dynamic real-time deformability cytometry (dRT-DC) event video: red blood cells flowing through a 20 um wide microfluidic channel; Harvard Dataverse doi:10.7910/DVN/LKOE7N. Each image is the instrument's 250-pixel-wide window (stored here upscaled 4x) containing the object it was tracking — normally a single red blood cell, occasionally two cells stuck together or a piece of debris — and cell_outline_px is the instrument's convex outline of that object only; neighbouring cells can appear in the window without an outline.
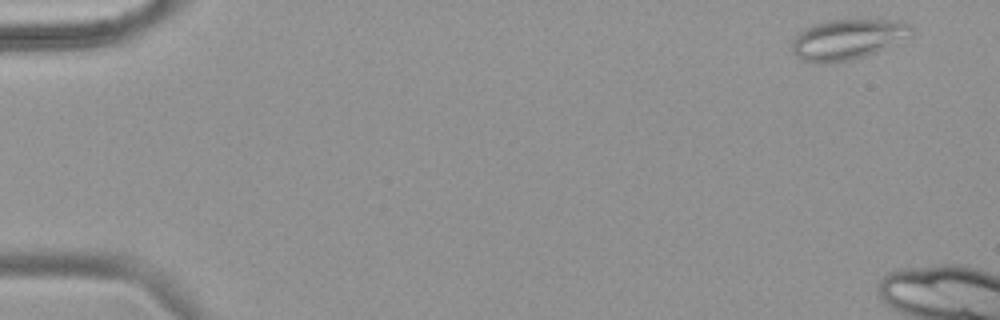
{"species": "common noctule bat (a hibernating species)", "species_latin": "Nyctalus noctula", "temperature_condition": "warm", "stored_images_in_passage": 9, "camera_frame_rate_fps": 3000, "um_per_image_px": 0.085, "animal": {"sex": "female", "body_mass_g": 18.4}, "frame": {"image": 1, "passage_image": 2, "time_ms": 0.333, "image_size_px": [1000, 320], "cell_outline_px": [[912, 36], [876, 52], [852, 60], [828, 64], [812, 64], [800, 60], [792, 52], [792, 40], [804, 28], [812, 24], [828, 20], [852, 16], [896, 20], [908, 24], [912, 28]], "centroid_in_image_um": [72.03, 3.31], "position_along_channel_um": 13.0, "area_um2": 29.42}}